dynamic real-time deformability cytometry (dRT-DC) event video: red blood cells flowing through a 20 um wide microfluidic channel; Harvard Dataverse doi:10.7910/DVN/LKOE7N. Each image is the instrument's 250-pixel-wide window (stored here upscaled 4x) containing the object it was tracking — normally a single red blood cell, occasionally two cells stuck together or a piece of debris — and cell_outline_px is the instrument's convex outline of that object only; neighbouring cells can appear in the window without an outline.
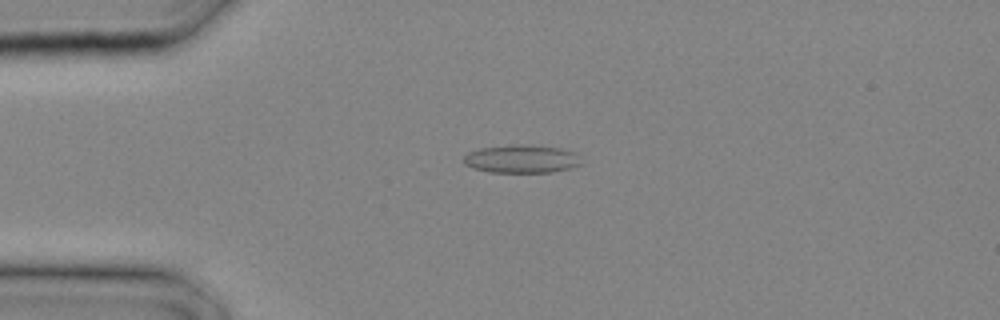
{"species": "common noctule bat (a hibernating species)", "species_latin": "Nyctalus noctula", "temperature_condition": "cold", "stored_images_in_passage": 9, "camera_frame_rate_fps": 3000, "um_per_image_px": 0.085, "animal": {"sex": "male", "body_mass_g": 20.4}, "frame": {"image": 1, "passage_image": 2, "time_ms": 0.333, "image_size_px": [1000, 320], "cell_outline_px": [[580, 164], [568, 168], [552, 172], [488, 172], [472, 168], [464, 164], [464, 156], [468, 152], [480, 148], [516, 144], [520, 144], [560, 148], [576, 152]], "centroid_in_image_um": [44.28, 13.51], "position_along_channel_um": 40.7, "area_um2": 19.13}}
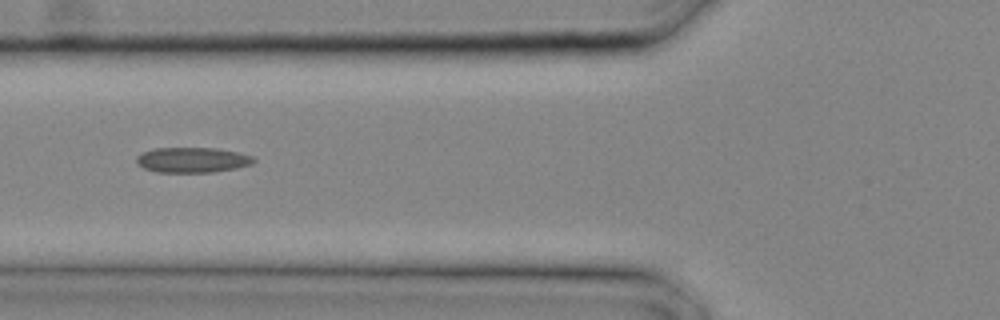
{"frame": {"image": 2, "passage_image": 6, "time_ms": 1.667, "image_size_px": [1000, 320], "cell_outline_px": [[256, 160], [252, 164], [236, 168], [212, 172], [156, 172], [144, 168], [136, 164], [136, 156], [144, 152], [156, 148], [216, 148], [236, 152], [252, 156]], "centroid_in_image_um": [16.33, 13.6], "position_along_channel_um": 109.5, "area_um2": 17.17}}